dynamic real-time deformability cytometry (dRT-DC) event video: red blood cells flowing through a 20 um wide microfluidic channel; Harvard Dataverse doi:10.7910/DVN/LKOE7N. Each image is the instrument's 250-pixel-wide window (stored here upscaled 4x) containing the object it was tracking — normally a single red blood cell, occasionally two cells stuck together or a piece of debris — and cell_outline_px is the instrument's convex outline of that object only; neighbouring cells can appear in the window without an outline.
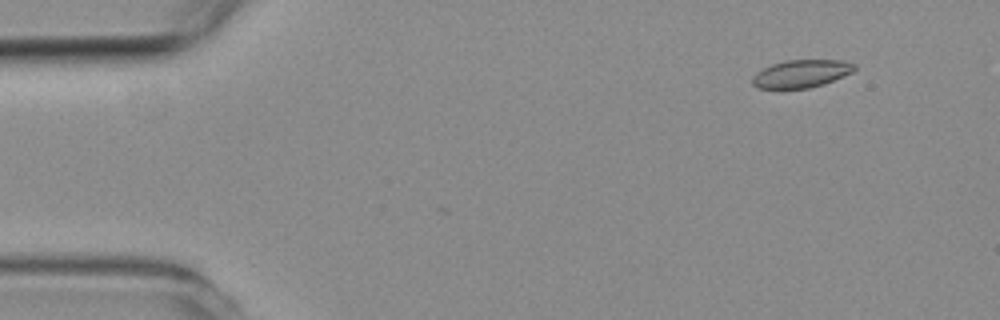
{"species": "common noctule bat (a hibernating species)", "species_latin": "Nyctalus noctula", "temperature_condition": "room temperature", "stored_images_in_passage": 4, "camera_frame_rate_fps": 3000, "um_per_image_px": 0.085, "animal": {"sex": "female", "body_mass_g": 19.3, "forearm_length_mm": 54.1}, "frame": {"image": 1, "passage_image": 2, "time_ms": 1.0, "image_size_px": [1000, 320], "cell_outline_px": [[856, 68], [852, 72], [824, 84], [808, 88], [756, 88], [752, 84], [752, 76], [756, 72], [772, 64], [788, 60], [844, 60], [856, 64]], "centroid_in_image_um": [68.11, 6.26], "position_along_channel_um": 16.9, "area_um2": 16.47}}